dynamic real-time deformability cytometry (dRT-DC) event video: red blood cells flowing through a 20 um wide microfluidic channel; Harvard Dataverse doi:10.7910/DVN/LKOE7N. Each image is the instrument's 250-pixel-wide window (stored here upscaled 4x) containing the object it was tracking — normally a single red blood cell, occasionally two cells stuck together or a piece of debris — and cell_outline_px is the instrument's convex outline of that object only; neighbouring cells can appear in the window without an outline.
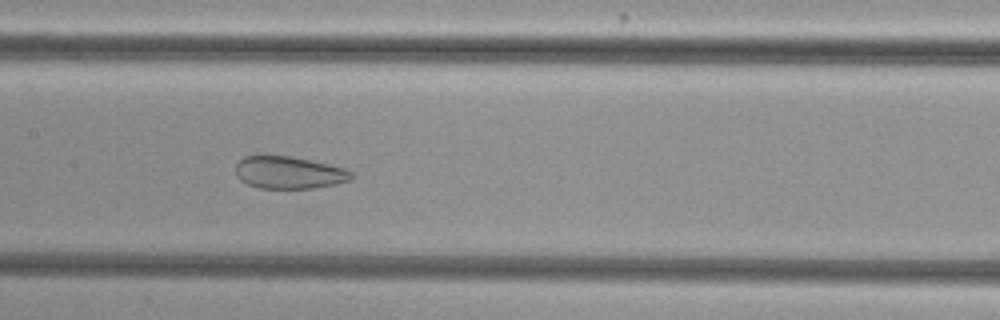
{"species": "common noctule bat (a hibernating species)", "species_latin": "Nyctalus noctula", "temperature_condition": "cold", "stored_images_in_passage": 29, "camera_frame_rate_fps": 3000, "um_per_image_px": 0.085, "animal": {"sex": "female", "body_mass_g": 29.2, "forearm_length_mm": 56.3}, "frame": {"image": 1, "passage_image": 20, "time_ms": 6.333, "image_size_px": [1000, 320], "cell_outline_px": [[352, 180], [336, 184], [312, 188], [256, 188], [240, 180], [236, 176], [236, 164], [244, 156], [292, 156], [328, 164], [344, 168], [352, 172]], "centroid_in_image_um": [24.56, 14.67], "position_along_channel_um": 182.8, "area_um2": 21.79}}
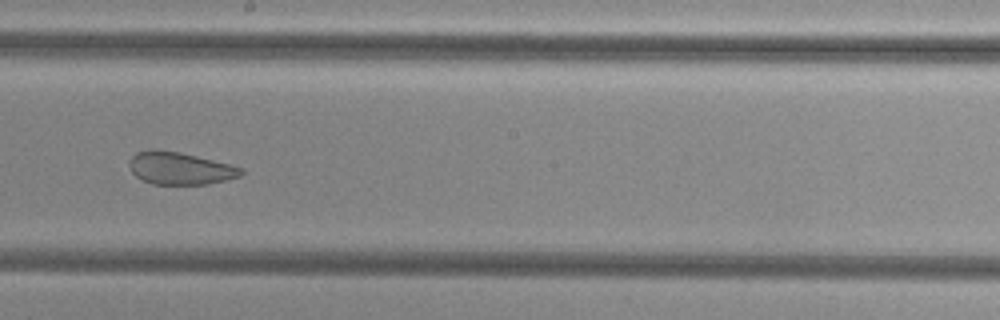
{"frame": {"image": 2, "passage_image": 24, "time_ms": 7.667, "image_size_px": [1000, 320], "cell_outline_px": [[244, 172], [240, 176], [208, 184], [152, 184], [136, 176], [132, 172], [128, 164], [128, 160], [136, 152], [148, 148], [156, 148], [180, 152], [244, 168]], "centroid_in_image_um": [15.25, 14.28], "position_along_channel_um": 233.0, "area_um2": 21.21}}